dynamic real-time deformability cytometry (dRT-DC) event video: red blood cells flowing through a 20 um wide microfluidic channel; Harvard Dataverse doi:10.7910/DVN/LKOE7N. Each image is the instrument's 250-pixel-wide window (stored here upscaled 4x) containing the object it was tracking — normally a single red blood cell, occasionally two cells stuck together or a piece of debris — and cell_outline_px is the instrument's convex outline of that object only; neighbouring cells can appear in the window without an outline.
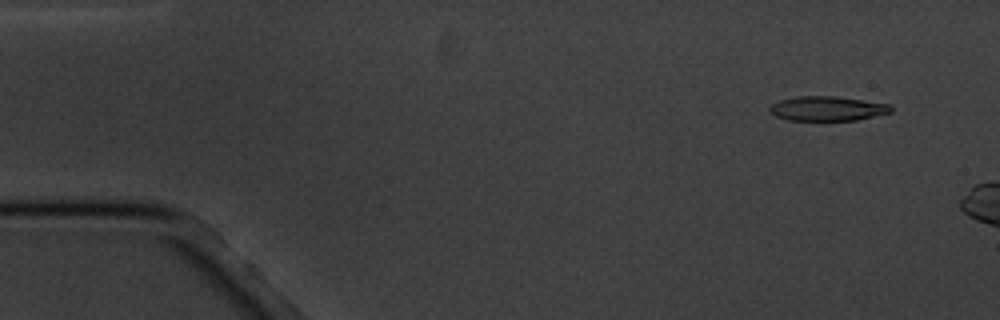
{"species": "common noctule bat (a hibernating species)", "species_latin": "Nyctalus noctula", "temperature_condition": "cold", "stored_images_in_passage": 4, "camera_frame_rate_fps": 3000, "um_per_image_px": 0.085, "animal": {"sex": "male", "body_mass_g": 20.1, "forearm_length_mm": 53.5}, "frame": {"image": 1, "passage_image": 1, "time_ms": 0.0, "image_size_px": [1000, 320], "cell_outline_px": [[892, 112], [856, 120], [788, 120], [776, 116], [768, 108], [772, 104], [780, 100], [796, 96], [836, 96], [888, 104], [892, 108]], "centroid_in_image_um": [70.31, 9.22], "position_along_channel_um": 14.7, "area_um2": 17.17}}